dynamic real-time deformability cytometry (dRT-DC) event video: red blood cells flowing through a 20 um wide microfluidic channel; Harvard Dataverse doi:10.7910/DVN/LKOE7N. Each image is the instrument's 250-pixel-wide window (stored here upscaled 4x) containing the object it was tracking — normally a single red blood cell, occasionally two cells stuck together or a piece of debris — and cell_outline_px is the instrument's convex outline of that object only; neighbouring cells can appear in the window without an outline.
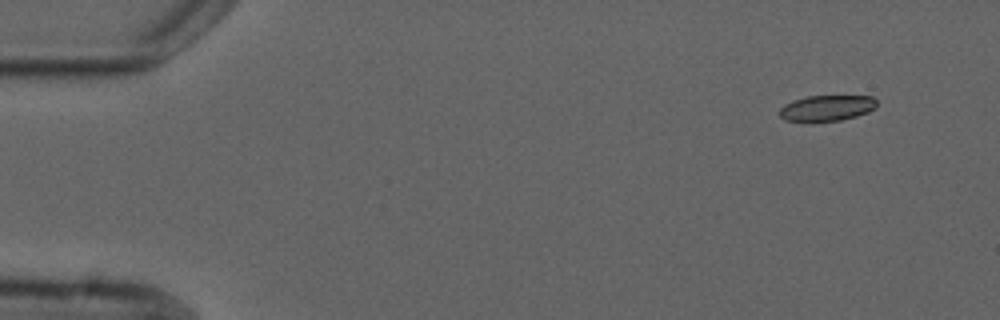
{"species": "common noctule bat (a hibernating species)", "species_latin": "Nyctalus noctula", "temperature_condition": "cold", "stored_images_in_passage": 5, "camera_frame_rate_fps": 3000, "um_per_image_px": 0.085, "animal": {"sex": "male", "forearm_length_mm": 52.5}, "frame": {"image": 1, "passage_image": 1, "time_ms": 0.0, "image_size_px": [1000, 320], "cell_outline_px": [[876, 108], [868, 112], [856, 116], [840, 120], [812, 124], [784, 120], [780, 116], [780, 108], [784, 104], [792, 100], [808, 96], [872, 96], [876, 100]], "centroid_in_image_um": [70.23, 9.22], "position_along_channel_um": 14.8, "area_um2": 15.14}}
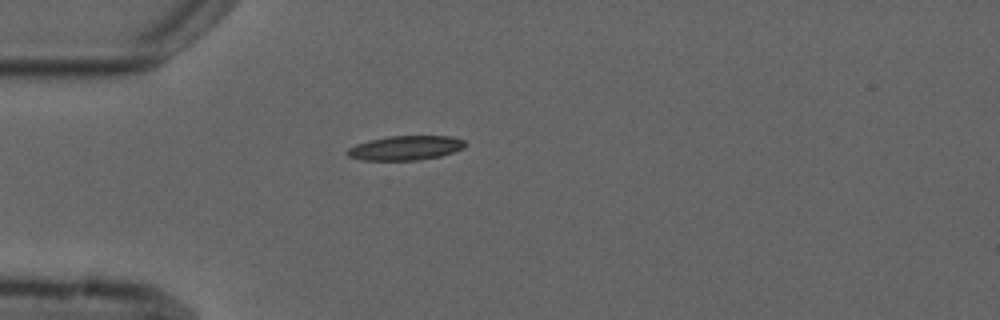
{"frame": {"image": 2, "passage_image": 4, "time_ms": 3.667, "image_size_px": [1000, 320], "cell_outline_px": [[468, 144], [464, 148], [440, 156], [416, 160], [364, 160], [348, 156], [344, 152], [348, 148], [356, 144], [368, 140], [388, 136], [452, 136], [464, 140]], "centroid_in_image_um": [34.46, 12.56], "position_along_channel_um": 50.5, "area_um2": 16.82}}